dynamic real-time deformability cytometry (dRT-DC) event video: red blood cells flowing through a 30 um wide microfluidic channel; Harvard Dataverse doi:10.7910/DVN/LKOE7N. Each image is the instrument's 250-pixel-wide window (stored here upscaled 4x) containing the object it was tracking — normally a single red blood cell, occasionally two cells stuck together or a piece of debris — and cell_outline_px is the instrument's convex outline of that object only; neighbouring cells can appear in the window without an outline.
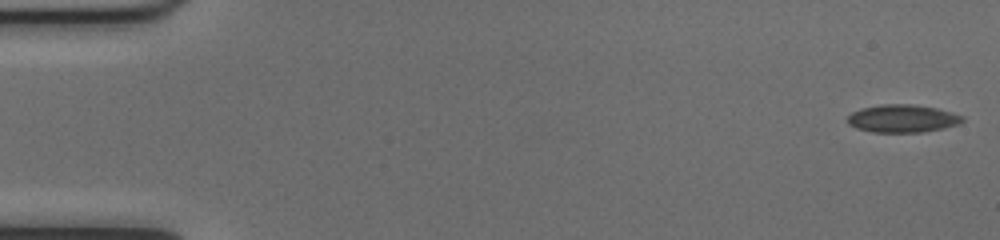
{"species": "common noctule bat (a hibernating species)", "species_latin": "Nyctalus noctula", "temperature_condition": "cold", "stored_images_in_passage": 51, "camera_frame_rate_fps": 3000, "um_per_image_px": 0.085, "animal": {"sex": "female", "body_mass_g": 17.0, "forearm_length_mm": 48.0}, "frame": {"image": 1, "passage_image": 1, "time_ms": 0.0, "image_size_px": [1000, 240], "cell_outline_px": [[964, 120], [960, 124], [944, 128], [920, 132], [872, 132], [856, 128], [848, 124], [848, 116], [852, 112], [860, 108], [880, 104], [912, 104], [936, 108], [964, 116]], "centroid_in_image_um": [76.7, 10.07], "position_along_channel_um": 8.3, "area_um2": 18.67}}
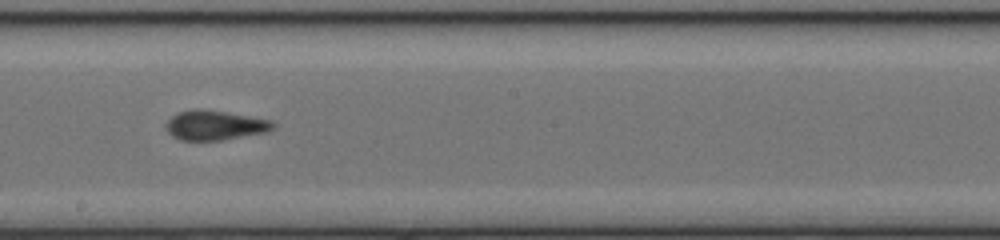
{"frame": {"image": 2, "passage_image": 29, "time_ms": 9.333, "image_size_px": [1000, 240], "cell_outline_px": [[276, 128], [264, 132], [220, 140], [180, 140], [172, 136], [164, 128], [164, 124], [176, 112], [192, 108], [200, 108], [272, 120], [276, 124]], "centroid_in_image_um": [18.21, 10.63], "position_along_channel_um": 230.0, "area_um2": 18.55}}
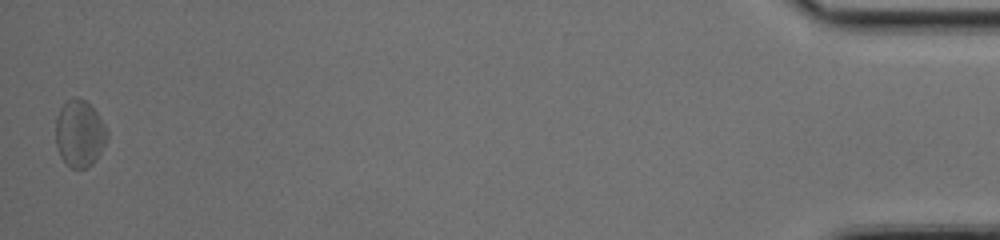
{"frame": {"image": 3, "passage_image": 51, "time_ms": 16.667, "image_size_px": [1000, 240], "cell_outline_px": [[108, 136], [96, 160], [92, 164], [84, 168], [72, 168], [60, 156], [56, 144], [56, 116], [60, 108], [72, 96], [80, 96], [96, 112], [104, 124], [108, 132]], "centroid_in_image_um": [6.75, 11.32], "position_along_channel_um": 428.4, "area_um2": 19.88}, "authors_computed_cell_mechanics": {"area_um2": 18.4382, "velocity_mm_per_s": 4.0216, "shape_relaxation_time_tau1_ms": 4.5614, "shape_relaxation_time_tau2_ms": 1.9706, "deformation_change_tau1": 0.1148, "deformation_change_tau2": 0.0854}}